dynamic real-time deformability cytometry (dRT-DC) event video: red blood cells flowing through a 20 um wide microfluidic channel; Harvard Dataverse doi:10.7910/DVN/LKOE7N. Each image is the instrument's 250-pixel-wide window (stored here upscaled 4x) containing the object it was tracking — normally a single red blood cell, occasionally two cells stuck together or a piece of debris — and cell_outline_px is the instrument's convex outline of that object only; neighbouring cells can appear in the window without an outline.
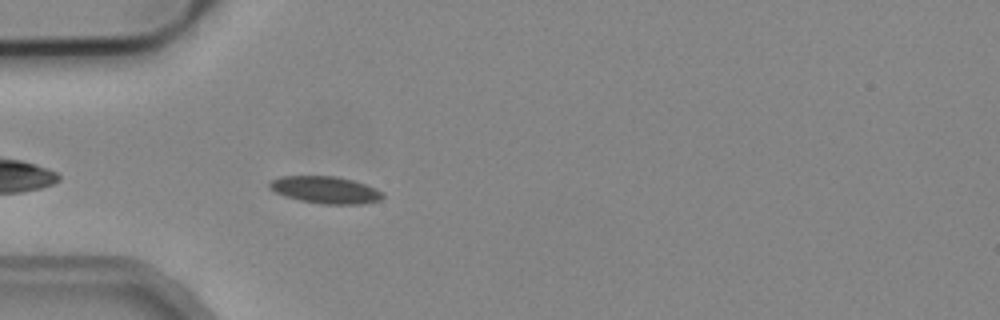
{"species": "common noctule bat (a hibernating species)", "species_latin": "Nyctalus noctula", "temperature_condition": "cold", "stored_images_in_passage": 6, "camera_frame_rate_fps": 3000, "um_per_image_px": 0.085, "animal": {"sex": "male", "body_mass_g": 19.2, "forearm_length_mm": 51.8}, "frame": {"image": 1, "passage_image": 6, "time_ms": 1.667, "image_size_px": [1000, 320], "cell_outline_px": [[384, 196], [380, 200], [364, 204], [320, 204], [300, 200], [276, 192], [268, 184], [272, 180], [280, 176], [336, 176], [352, 180], [376, 188]], "centroid_in_image_um": [27.69, 16.14], "position_along_channel_um": 57.3, "area_um2": 17.63}}